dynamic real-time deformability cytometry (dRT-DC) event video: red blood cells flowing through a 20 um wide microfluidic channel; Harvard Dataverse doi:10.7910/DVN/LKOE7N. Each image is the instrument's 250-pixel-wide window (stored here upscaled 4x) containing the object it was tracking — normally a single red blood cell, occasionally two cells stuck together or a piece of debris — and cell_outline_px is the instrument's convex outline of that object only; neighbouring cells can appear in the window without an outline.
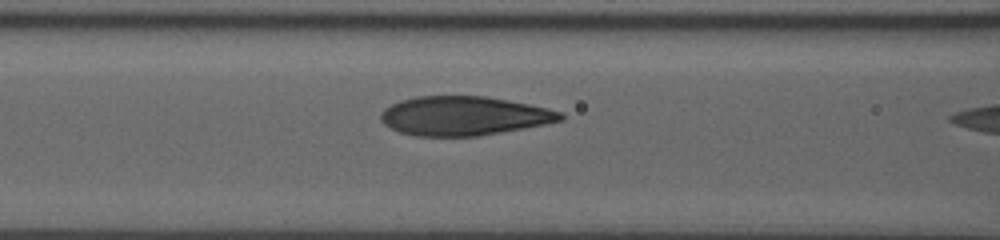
{"species": "human", "species_latin": "Homo sapiens", "temperature_condition": "room temperature", "stored_images_in_passage": 8, "camera_frame_rate_fps": 3000, "um_per_image_px": 0.085, "donor": {"sex": "male"}, "frame": {"image": 1, "passage_image": 7, "time_ms": 2.0, "image_size_px": [1000, 240], "cell_outline_px": [[564, 120], [524, 128], [476, 136], [416, 136], [400, 132], [384, 124], [380, 120], [380, 112], [384, 108], [400, 100], [416, 96], [484, 96], [528, 104], [548, 108], [560, 112], [564, 116]], "centroid_in_image_um": [39.39, 9.85], "position_along_channel_um": 127.2, "area_um2": 40.75}}